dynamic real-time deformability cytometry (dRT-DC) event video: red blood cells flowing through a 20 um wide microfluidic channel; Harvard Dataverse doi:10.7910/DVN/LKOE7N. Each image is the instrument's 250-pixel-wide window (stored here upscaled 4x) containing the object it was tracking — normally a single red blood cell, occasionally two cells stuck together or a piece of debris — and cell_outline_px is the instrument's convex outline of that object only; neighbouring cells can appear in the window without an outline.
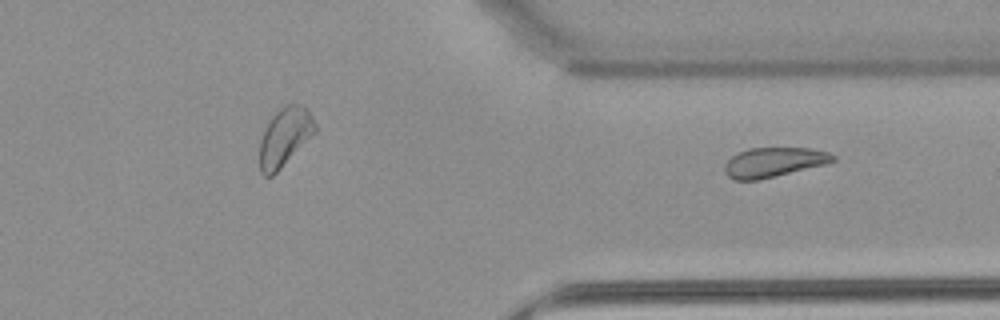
{"species": "common noctule bat (a hibernating species)", "species_latin": "Nyctalus noctula", "temperature_condition": "warm", "stored_images_in_passage": 35, "segment_of_instrument_passage": [2, 2], "camera_frame_rate_fps": 3000, "um_per_image_px": 0.085, "animal": {"sex": "female", "body_mass_g": 22.7, "forearm_length_mm": 54.2}, "frame": {"image": 1, "passage_image": 35, "time_ms": 11.333, "image_size_px": [1000, 320], "cell_outline_px": [[836, 160], [828, 164], [756, 180], [732, 180], [724, 172], [724, 164], [732, 156], [748, 148], [808, 148], [828, 152], [836, 156]], "centroid_in_image_um": [65.77, 13.79], "position_along_channel_um": 345.6, "area_um2": 18.67}}